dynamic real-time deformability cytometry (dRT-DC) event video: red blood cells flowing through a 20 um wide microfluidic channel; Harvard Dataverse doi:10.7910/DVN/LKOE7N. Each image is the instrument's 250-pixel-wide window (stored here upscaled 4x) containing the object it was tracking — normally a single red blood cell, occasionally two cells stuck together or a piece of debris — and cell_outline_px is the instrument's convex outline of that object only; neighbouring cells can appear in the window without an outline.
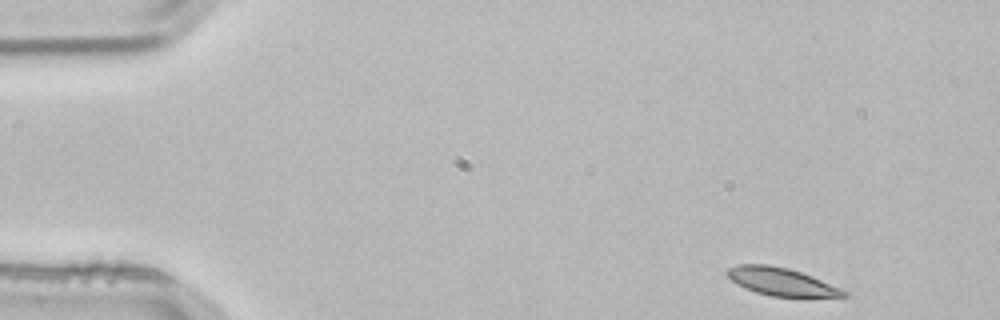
{"species": "common noctule bat (a hibernating species)", "species_latin": "Nyctalus noctula", "temperature_condition": "room temperature", "stored_images_in_passage": 4, "segment_of_instrument_passage": [2, 2], "camera_frame_rate_fps": 3000, "um_per_image_px": 0.085, "animal": {"sex": "male", "body_mass_g": 21.5, "forearm_length_mm": 52.0}, "frame": {"image": 1, "passage_image": 4, "time_ms": 1.0, "image_size_px": [1000, 320], "cell_outline_px": [[848, 296], [772, 296], [756, 292], [744, 288], [732, 280], [724, 272], [728, 268], [736, 264], [768, 264], [788, 268], [812, 276], [840, 288], [848, 292]], "centroid_in_image_um": [66.35, 23.92], "position_along_channel_um": 18.6, "area_um2": 18.61}}